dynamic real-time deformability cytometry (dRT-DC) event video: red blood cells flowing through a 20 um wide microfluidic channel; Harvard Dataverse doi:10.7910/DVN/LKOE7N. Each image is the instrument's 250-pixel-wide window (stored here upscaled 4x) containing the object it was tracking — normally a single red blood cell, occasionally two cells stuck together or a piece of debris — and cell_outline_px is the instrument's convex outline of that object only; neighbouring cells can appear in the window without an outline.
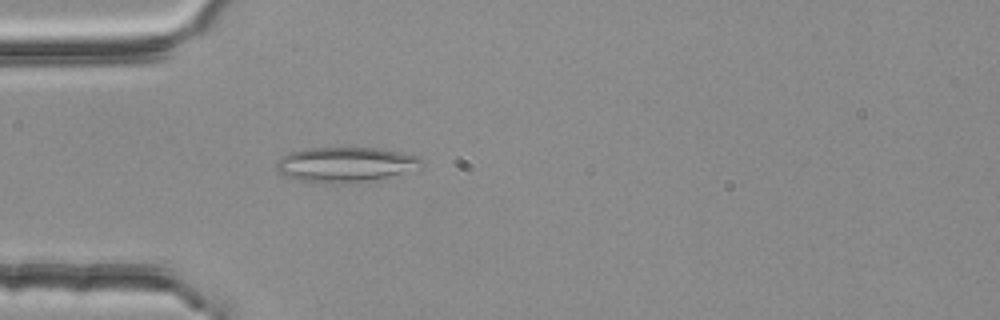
{"species": "common noctule bat (a hibernating species)", "species_latin": "Nyctalus noctula", "temperature_condition": "room temperature", "stored_images_in_passage": 37, "camera_frame_rate_fps": 3000, "um_per_image_px": 0.085, "animal": {"sex": "female", "body_mass_g": 25.1}, "frame": {"image": 1, "passage_image": 1, "time_ms": 0.0, "image_size_px": [1000, 320], "cell_outline_px": [[424, 164], [388, 176], [360, 184], [340, 184], [300, 180], [280, 172], [276, 168], [276, 160], [280, 156], [292, 152], [308, 148], [380, 148], [400, 152], [416, 156], [424, 160]], "centroid_in_image_um": [29.34, 13.99], "position_along_channel_um": 55.7, "area_um2": 29.3}}
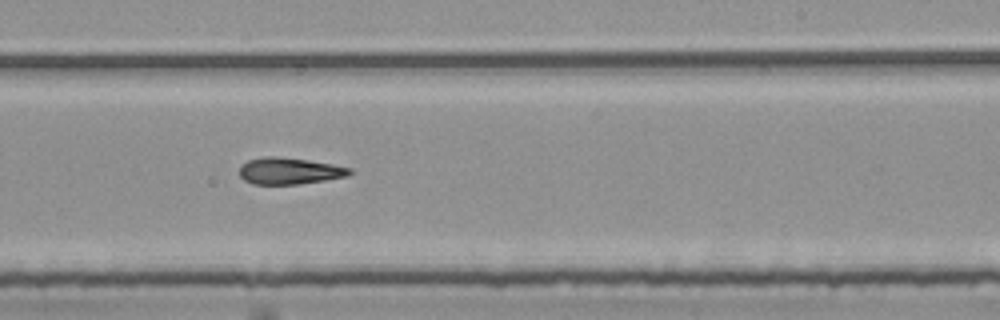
{"frame": {"image": 2, "passage_image": 18, "time_ms": 5.667, "image_size_px": [1000, 320], "cell_outline_px": [[352, 172], [348, 176], [324, 180], [296, 184], [252, 184], [244, 180], [240, 176], [240, 168], [248, 160], [264, 156], [276, 156], [308, 160], [332, 164], [352, 168]], "centroid_in_image_um": [24.6, 14.53], "position_along_channel_um": 264.4, "area_um2": 16.99}}
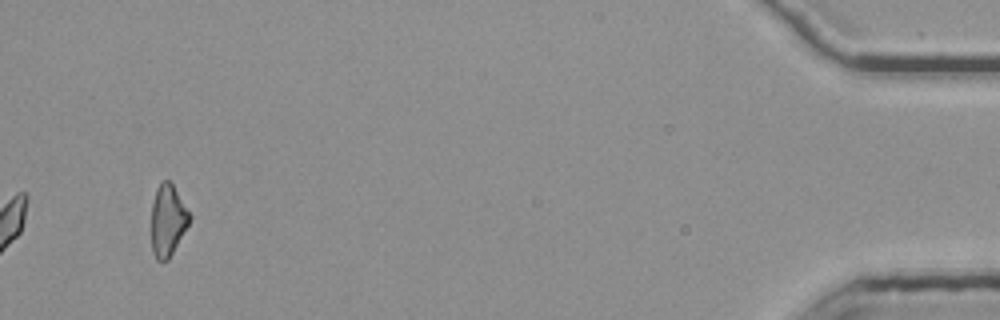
{"frame": {"image": 3, "passage_image": 37, "time_ms": 12.0, "image_size_px": [1000, 320], "cell_outline_px": [[192, 216], [188, 224], [168, 260], [156, 260], [152, 252], [152, 204], [156, 188], [160, 180], [168, 180], [172, 184]], "centroid_in_image_um": [14.24, 18.71], "position_along_channel_um": 421.0, "area_um2": 15.72}, "authors_computed_cell_mechanics": {"area_um2": 17.1088, "velocity_mm_per_s": 3.7964, "shape_relaxation_time_tau1_ms": null, "shape_relaxation_time_tau2_ms": 10.7531, "deformation_change_tau1": null, "deformation_change_tau2": 0.2629}}